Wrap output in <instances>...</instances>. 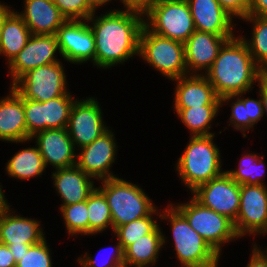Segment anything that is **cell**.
<instances>
[{
	"label": "cell",
	"instance_id": "cell-11",
	"mask_svg": "<svg viewBox=\"0 0 267 267\" xmlns=\"http://www.w3.org/2000/svg\"><path fill=\"white\" fill-rule=\"evenodd\" d=\"M238 237L267 233V186L240 185V207L233 223Z\"/></svg>",
	"mask_w": 267,
	"mask_h": 267
},
{
	"label": "cell",
	"instance_id": "cell-14",
	"mask_svg": "<svg viewBox=\"0 0 267 267\" xmlns=\"http://www.w3.org/2000/svg\"><path fill=\"white\" fill-rule=\"evenodd\" d=\"M87 22V24H86ZM59 53L70 63L81 64L95 59V39L85 20H67L56 33Z\"/></svg>",
	"mask_w": 267,
	"mask_h": 267
},
{
	"label": "cell",
	"instance_id": "cell-28",
	"mask_svg": "<svg viewBox=\"0 0 267 267\" xmlns=\"http://www.w3.org/2000/svg\"><path fill=\"white\" fill-rule=\"evenodd\" d=\"M221 106H200L191 108H175L182 123L190 130L191 136H209L211 121L217 116Z\"/></svg>",
	"mask_w": 267,
	"mask_h": 267
},
{
	"label": "cell",
	"instance_id": "cell-19",
	"mask_svg": "<svg viewBox=\"0 0 267 267\" xmlns=\"http://www.w3.org/2000/svg\"><path fill=\"white\" fill-rule=\"evenodd\" d=\"M175 81L174 108L221 106L220 97L205 74H188Z\"/></svg>",
	"mask_w": 267,
	"mask_h": 267
},
{
	"label": "cell",
	"instance_id": "cell-48",
	"mask_svg": "<svg viewBox=\"0 0 267 267\" xmlns=\"http://www.w3.org/2000/svg\"><path fill=\"white\" fill-rule=\"evenodd\" d=\"M8 205L7 201L5 200V196L3 194V190L0 186V212Z\"/></svg>",
	"mask_w": 267,
	"mask_h": 267
},
{
	"label": "cell",
	"instance_id": "cell-42",
	"mask_svg": "<svg viewBox=\"0 0 267 267\" xmlns=\"http://www.w3.org/2000/svg\"><path fill=\"white\" fill-rule=\"evenodd\" d=\"M248 16L267 17V0H251Z\"/></svg>",
	"mask_w": 267,
	"mask_h": 267
},
{
	"label": "cell",
	"instance_id": "cell-37",
	"mask_svg": "<svg viewBox=\"0 0 267 267\" xmlns=\"http://www.w3.org/2000/svg\"><path fill=\"white\" fill-rule=\"evenodd\" d=\"M102 248L101 250H103ZM106 250V249H105ZM115 251V252H113ZM113 253L108 260H103L104 262H101L99 265L98 259H92V257L88 256V253H85V256L83 258L79 257L78 261L81 264V267H120L124 265V250L121 246V244L117 243L116 247L113 248ZM101 252V251H100ZM106 259V258H105ZM107 261V262H106Z\"/></svg>",
	"mask_w": 267,
	"mask_h": 267
},
{
	"label": "cell",
	"instance_id": "cell-25",
	"mask_svg": "<svg viewBox=\"0 0 267 267\" xmlns=\"http://www.w3.org/2000/svg\"><path fill=\"white\" fill-rule=\"evenodd\" d=\"M165 244V236L159 225L150 233L135 240L124 250V265L129 267H149L156 264L158 254Z\"/></svg>",
	"mask_w": 267,
	"mask_h": 267
},
{
	"label": "cell",
	"instance_id": "cell-36",
	"mask_svg": "<svg viewBox=\"0 0 267 267\" xmlns=\"http://www.w3.org/2000/svg\"><path fill=\"white\" fill-rule=\"evenodd\" d=\"M243 94L244 93H238L236 95L223 96L220 98V102L222 106L223 103H228V101H230L232 98H236V101L231 104L232 113L230 116V124H233V127L236 130L245 132L250 130V118H247L246 107L244 106V102L241 100V96Z\"/></svg>",
	"mask_w": 267,
	"mask_h": 267
},
{
	"label": "cell",
	"instance_id": "cell-7",
	"mask_svg": "<svg viewBox=\"0 0 267 267\" xmlns=\"http://www.w3.org/2000/svg\"><path fill=\"white\" fill-rule=\"evenodd\" d=\"M144 25L157 35L185 42L195 31L186 0H158L145 15Z\"/></svg>",
	"mask_w": 267,
	"mask_h": 267
},
{
	"label": "cell",
	"instance_id": "cell-5",
	"mask_svg": "<svg viewBox=\"0 0 267 267\" xmlns=\"http://www.w3.org/2000/svg\"><path fill=\"white\" fill-rule=\"evenodd\" d=\"M98 189L108 202L113 231L121 225L149 216L156 208L142 188L119 177L102 181Z\"/></svg>",
	"mask_w": 267,
	"mask_h": 267
},
{
	"label": "cell",
	"instance_id": "cell-47",
	"mask_svg": "<svg viewBox=\"0 0 267 267\" xmlns=\"http://www.w3.org/2000/svg\"><path fill=\"white\" fill-rule=\"evenodd\" d=\"M91 7L96 10L99 6H103L111 0H88Z\"/></svg>",
	"mask_w": 267,
	"mask_h": 267
},
{
	"label": "cell",
	"instance_id": "cell-4",
	"mask_svg": "<svg viewBox=\"0 0 267 267\" xmlns=\"http://www.w3.org/2000/svg\"><path fill=\"white\" fill-rule=\"evenodd\" d=\"M169 207L164 214L157 215L171 222L174 249L181 266L217 267L220 255L190 226L175 205Z\"/></svg>",
	"mask_w": 267,
	"mask_h": 267
},
{
	"label": "cell",
	"instance_id": "cell-26",
	"mask_svg": "<svg viewBox=\"0 0 267 267\" xmlns=\"http://www.w3.org/2000/svg\"><path fill=\"white\" fill-rule=\"evenodd\" d=\"M31 31L16 12H12L1 29L0 54L7 56L8 64L25 47Z\"/></svg>",
	"mask_w": 267,
	"mask_h": 267
},
{
	"label": "cell",
	"instance_id": "cell-44",
	"mask_svg": "<svg viewBox=\"0 0 267 267\" xmlns=\"http://www.w3.org/2000/svg\"><path fill=\"white\" fill-rule=\"evenodd\" d=\"M258 82L260 87L259 94L262 99L264 113L266 112L267 114V71H262Z\"/></svg>",
	"mask_w": 267,
	"mask_h": 267
},
{
	"label": "cell",
	"instance_id": "cell-40",
	"mask_svg": "<svg viewBox=\"0 0 267 267\" xmlns=\"http://www.w3.org/2000/svg\"><path fill=\"white\" fill-rule=\"evenodd\" d=\"M157 1L158 0H121L125 6V11L134 12L143 17H145Z\"/></svg>",
	"mask_w": 267,
	"mask_h": 267
},
{
	"label": "cell",
	"instance_id": "cell-13",
	"mask_svg": "<svg viewBox=\"0 0 267 267\" xmlns=\"http://www.w3.org/2000/svg\"><path fill=\"white\" fill-rule=\"evenodd\" d=\"M93 97L73 103L66 130L74 147L91 144L109 128L104 125L102 110Z\"/></svg>",
	"mask_w": 267,
	"mask_h": 267
},
{
	"label": "cell",
	"instance_id": "cell-34",
	"mask_svg": "<svg viewBox=\"0 0 267 267\" xmlns=\"http://www.w3.org/2000/svg\"><path fill=\"white\" fill-rule=\"evenodd\" d=\"M47 246L46 238L35 245H31L24 253L16 267H52L50 249Z\"/></svg>",
	"mask_w": 267,
	"mask_h": 267
},
{
	"label": "cell",
	"instance_id": "cell-20",
	"mask_svg": "<svg viewBox=\"0 0 267 267\" xmlns=\"http://www.w3.org/2000/svg\"><path fill=\"white\" fill-rule=\"evenodd\" d=\"M7 205L0 212V243L7 246L35 245L45 239L40 222L10 213Z\"/></svg>",
	"mask_w": 267,
	"mask_h": 267
},
{
	"label": "cell",
	"instance_id": "cell-3",
	"mask_svg": "<svg viewBox=\"0 0 267 267\" xmlns=\"http://www.w3.org/2000/svg\"><path fill=\"white\" fill-rule=\"evenodd\" d=\"M214 136H191L178 159L176 170L190 191L225 172L221 171L220 150L213 143Z\"/></svg>",
	"mask_w": 267,
	"mask_h": 267
},
{
	"label": "cell",
	"instance_id": "cell-33",
	"mask_svg": "<svg viewBox=\"0 0 267 267\" xmlns=\"http://www.w3.org/2000/svg\"><path fill=\"white\" fill-rule=\"evenodd\" d=\"M69 235H89L87 200L60 207Z\"/></svg>",
	"mask_w": 267,
	"mask_h": 267
},
{
	"label": "cell",
	"instance_id": "cell-41",
	"mask_svg": "<svg viewBox=\"0 0 267 267\" xmlns=\"http://www.w3.org/2000/svg\"><path fill=\"white\" fill-rule=\"evenodd\" d=\"M256 245L257 244L255 243L253 246L252 256L247 267H267V248L266 251H262Z\"/></svg>",
	"mask_w": 267,
	"mask_h": 267
},
{
	"label": "cell",
	"instance_id": "cell-31",
	"mask_svg": "<svg viewBox=\"0 0 267 267\" xmlns=\"http://www.w3.org/2000/svg\"><path fill=\"white\" fill-rule=\"evenodd\" d=\"M156 211L157 209H155L149 216L118 226L113 231L123 250L134 243L135 240L140 239V237L150 234L158 226V223L152 217L153 213H158V211Z\"/></svg>",
	"mask_w": 267,
	"mask_h": 267
},
{
	"label": "cell",
	"instance_id": "cell-45",
	"mask_svg": "<svg viewBox=\"0 0 267 267\" xmlns=\"http://www.w3.org/2000/svg\"><path fill=\"white\" fill-rule=\"evenodd\" d=\"M31 244H23V246H8L9 250L11 251L15 262L21 260V257L29 250Z\"/></svg>",
	"mask_w": 267,
	"mask_h": 267
},
{
	"label": "cell",
	"instance_id": "cell-30",
	"mask_svg": "<svg viewBox=\"0 0 267 267\" xmlns=\"http://www.w3.org/2000/svg\"><path fill=\"white\" fill-rule=\"evenodd\" d=\"M243 19L253 22V30L250 41L243 36L241 38L247 44L255 64L262 71H267V17L247 16Z\"/></svg>",
	"mask_w": 267,
	"mask_h": 267
},
{
	"label": "cell",
	"instance_id": "cell-43",
	"mask_svg": "<svg viewBox=\"0 0 267 267\" xmlns=\"http://www.w3.org/2000/svg\"><path fill=\"white\" fill-rule=\"evenodd\" d=\"M0 267H16V262L11 251L3 243H0Z\"/></svg>",
	"mask_w": 267,
	"mask_h": 267
},
{
	"label": "cell",
	"instance_id": "cell-9",
	"mask_svg": "<svg viewBox=\"0 0 267 267\" xmlns=\"http://www.w3.org/2000/svg\"><path fill=\"white\" fill-rule=\"evenodd\" d=\"M61 62L39 66L19 78L12 87L25 99L45 102L69 94Z\"/></svg>",
	"mask_w": 267,
	"mask_h": 267
},
{
	"label": "cell",
	"instance_id": "cell-16",
	"mask_svg": "<svg viewBox=\"0 0 267 267\" xmlns=\"http://www.w3.org/2000/svg\"><path fill=\"white\" fill-rule=\"evenodd\" d=\"M116 148L114 134L108 129L91 144L80 148L82 151L76 156V165L94 179L115 178L109 170L116 159Z\"/></svg>",
	"mask_w": 267,
	"mask_h": 267
},
{
	"label": "cell",
	"instance_id": "cell-12",
	"mask_svg": "<svg viewBox=\"0 0 267 267\" xmlns=\"http://www.w3.org/2000/svg\"><path fill=\"white\" fill-rule=\"evenodd\" d=\"M192 193L203 206L226 216L233 223L236 221L240 207V185L226 172L199 185Z\"/></svg>",
	"mask_w": 267,
	"mask_h": 267
},
{
	"label": "cell",
	"instance_id": "cell-39",
	"mask_svg": "<svg viewBox=\"0 0 267 267\" xmlns=\"http://www.w3.org/2000/svg\"><path fill=\"white\" fill-rule=\"evenodd\" d=\"M259 100L255 99H242L244 106L246 107L247 118H250V128H253L256 122H258L264 115L263 103L259 94Z\"/></svg>",
	"mask_w": 267,
	"mask_h": 267
},
{
	"label": "cell",
	"instance_id": "cell-46",
	"mask_svg": "<svg viewBox=\"0 0 267 267\" xmlns=\"http://www.w3.org/2000/svg\"><path fill=\"white\" fill-rule=\"evenodd\" d=\"M13 12L7 5L0 3V36H1V29L6 18Z\"/></svg>",
	"mask_w": 267,
	"mask_h": 267
},
{
	"label": "cell",
	"instance_id": "cell-8",
	"mask_svg": "<svg viewBox=\"0 0 267 267\" xmlns=\"http://www.w3.org/2000/svg\"><path fill=\"white\" fill-rule=\"evenodd\" d=\"M190 226L219 254L222 244L237 239L233 222L226 216L203 206L194 197L187 204L175 206Z\"/></svg>",
	"mask_w": 267,
	"mask_h": 267
},
{
	"label": "cell",
	"instance_id": "cell-27",
	"mask_svg": "<svg viewBox=\"0 0 267 267\" xmlns=\"http://www.w3.org/2000/svg\"><path fill=\"white\" fill-rule=\"evenodd\" d=\"M45 168L43 157L38 147H31L16 153L8 161L6 171L11 177L26 180L42 175Z\"/></svg>",
	"mask_w": 267,
	"mask_h": 267
},
{
	"label": "cell",
	"instance_id": "cell-24",
	"mask_svg": "<svg viewBox=\"0 0 267 267\" xmlns=\"http://www.w3.org/2000/svg\"><path fill=\"white\" fill-rule=\"evenodd\" d=\"M54 187L64 201L61 206L87 200L95 190L92 177L88 176L76 164L71 167L56 169L52 174Z\"/></svg>",
	"mask_w": 267,
	"mask_h": 267
},
{
	"label": "cell",
	"instance_id": "cell-6",
	"mask_svg": "<svg viewBox=\"0 0 267 267\" xmlns=\"http://www.w3.org/2000/svg\"><path fill=\"white\" fill-rule=\"evenodd\" d=\"M139 56L172 81L188 75L184 43L157 35L145 25L140 34Z\"/></svg>",
	"mask_w": 267,
	"mask_h": 267
},
{
	"label": "cell",
	"instance_id": "cell-35",
	"mask_svg": "<svg viewBox=\"0 0 267 267\" xmlns=\"http://www.w3.org/2000/svg\"><path fill=\"white\" fill-rule=\"evenodd\" d=\"M67 20H88L95 10L88 0H53Z\"/></svg>",
	"mask_w": 267,
	"mask_h": 267
},
{
	"label": "cell",
	"instance_id": "cell-32",
	"mask_svg": "<svg viewBox=\"0 0 267 267\" xmlns=\"http://www.w3.org/2000/svg\"><path fill=\"white\" fill-rule=\"evenodd\" d=\"M261 157H258L256 154L252 153L246 154L242 157L239 163V167L236 170H230L225 172L239 185L264 184L261 182V178L265 170H263V173H259V171L262 172L260 166L264 167L265 165L263 161L264 157Z\"/></svg>",
	"mask_w": 267,
	"mask_h": 267
},
{
	"label": "cell",
	"instance_id": "cell-17",
	"mask_svg": "<svg viewBox=\"0 0 267 267\" xmlns=\"http://www.w3.org/2000/svg\"><path fill=\"white\" fill-rule=\"evenodd\" d=\"M234 37L195 30L184 42L187 72L197 74L196 71L205 69L206 73L212 67L223 45Z\"/></svg>",
	"mask_w": 267,
	"mask_h": 267
},
{
	"label": "cell",
	"instance_id": "cell-1",
	"mask_svg": "<svg viewBox=\"0 0 267 267\" xmlns=\"http://www.w3.org/2000/svg\"><path fill=\"white\" fill-rule=\"evenodd\" d=\"M94 15L87 20L93 22L89 27L95 39L94 65L106 69L139 55L145 21L142 15L124 10L109 11L99 17Z\"/></svg>",
	"mask_w": 267,
	"mask_h": 267
},
{
	"label": "cell",
	"instance_id": "cell-21",
	"mask_svg": "<svg viewBox=\"0 0 267 267\" xmlns=\"http://www.w3.org/2000/svg\"><path fill=\"white\" fill-rule=\"evenodd\" d=\"M193 17L195 30L220 36H235L232 17L218 0H186Z\"/></svg>",
	"mask_w": 267,
	"mask_h": 267
},
{
	"label": "cell",
	"instance_id": "cell-18",
	"mask_svg": "<svg viewBox=\"0 0 267 267\" xmlns=\"http://www.w3.org/2000/svg\"><path fill=\"white\" fill-rule=\"evenodd\" d=\"M38 147L45 164L50 163L55 169L71 167L76 164L75 147L66 128L47 129L35 133Z\"/></svg>",
	"mask_w": 267,
	"mask_h": 267
},
{
	"label": "cell",
	"instance_id": "cell-15",
	"mask_svg": "<svg viewBox=\"0 0 267 267\" xmlns=\"http://www.w3.org/2000/svg\"><path fill=\"white\" fill-rule=\"evenodd\" d=\"M59 51L56 35H34L32 34L25 47L9 63L13 85L28 71L39 66L60 62L55 58Z\"/></svg>",
	"mask_w": 267,
	"mask_h": 267
},
{
	"label": "cell",
	"instance_id": "cell-23",
	"mask_svg": "<svg viewBox=\"0 0 267 267\" xmlns=\"http://www.w3.org/2000/svg\"><path fill=\"white\" fill-rule=\"evenodd\" d=\"M9 96L0 100V140L27 141L24 98L11 87Z\"/></svg>",
	"mask_w": 267,
	"mask_h": 267
},
{
	"label": "cell",
	"instance_id": "cell-2",
	"mask_svg": "<svg viewBox=\"0 0 267 267\" xmlns=\"http://www.w3.org/2000/svg\"><path fill=\"white\" fill-rule=\"evenodd\" d=\"M261 73L247 44L241 37H234L220 49L205 76L221 98L252 90L254 81H259Z\"/></svg>",
	"mask_w": 267,
	"mask_h": 267
},
{
	"label": "cell",
	"instance_id": "cell-38",
	"mask_svg": "<svg viewBox=\"0 0 267 267\" xmlns=\"http://www.w3.org/2000/svg\"><path fill=\"white\" fill-rule=\"evenodd\" d=\"M221 7L233 18L243 20L248 16L251 0H218Z\"/></svg>",
	"mask_w": 267,
	"mask_h": 267
},
{
	"label": "cell",
	"instance_id": "cell-22",
	"mask_svg": "<svg viewBox=\"0 0 267 267\" xmlns=\"http://www.w3.org/2000/svg\"><path fill=\"white\" fill-rule=\"evenodd\" d=\"M23 13L17 14L34 35H56L57 30L67 21L51 0H25Z\"/></svg>",
	"mask_w": 267,
	"mask_h": 267
},
{
	"label": "cell",
	"instance_id": "cell-29",
	"mask_svg": "<svg viewBox=\"0 0 267 267\" xmlns=\"http://www.w3.org/2000/svg\"><path fill=\"white\" fill-rule=\"evenodd\" d=\"M87 210L89 221V235L100 233L108 226L112 227V215L104 194L98 189L95 190L87 198Z\"/></svg>",
	"mask_w": 267,
	"mask_h": 267
},
{
	"label": "cell",
	"instance_id": "cell-10",
	"mask_svg": "<svg viewBox=\"0 0 267 267\" xmlns=\"http://www.w3.org/2000/svg\"><path fill=\"white\" fill-rule=\"evenodd\" d=\"M74 102L70 93L45 102L24 98L27 141L39 131L66 128Z\"/></svg>",
	"mask_w": 267,
	"mask_h": 267
}]
</instances>
